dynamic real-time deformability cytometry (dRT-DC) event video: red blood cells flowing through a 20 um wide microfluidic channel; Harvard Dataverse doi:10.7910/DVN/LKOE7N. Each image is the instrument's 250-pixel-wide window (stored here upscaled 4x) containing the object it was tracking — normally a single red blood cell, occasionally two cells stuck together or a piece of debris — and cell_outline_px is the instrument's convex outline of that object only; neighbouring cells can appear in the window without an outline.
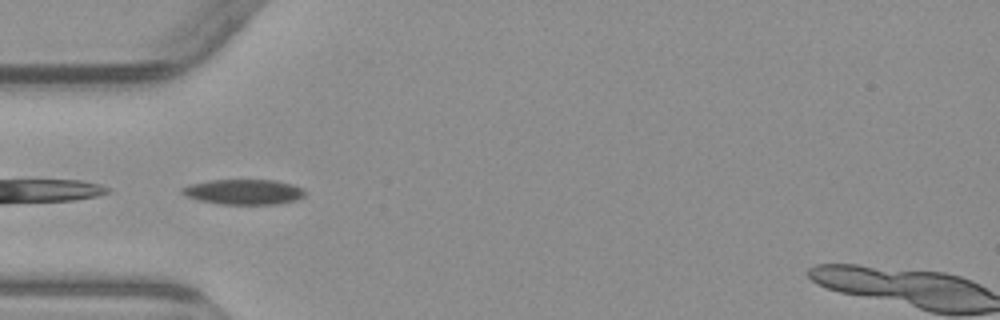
{"species": "common noctule bat (a hibernating species)", "species_latin": "Nyctalus noctula", "temperature_condition": "warm", "stored_images_in_passage": 7, "camera_frame_rate_fps": 3000, "um_per_image_px": 0.085, "animal": {"sex": "male", "body_mass_g": 23.1, "forearm_length_mm": 52.7}, "frame": {"image": 1, "passage_image": 5, "time_ms": 4.667, "image_size_px": [1000, 320], "cell_outline_px": [[308, 192], [304, 196], [296, 200], [276, 204], [220, 204], [200, 200], [184, 196], [180, 192], [180, 188], [188, 184], [208, 180], [276, 180], [292, 184], [304, 188]], "centroid_in_image_um": [20.71, 16.3], "position_along_channel_um": 64.3, "area_um2": 18.32}}
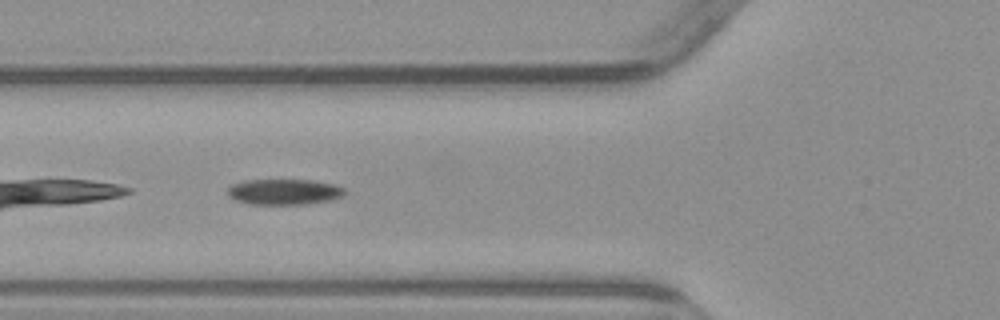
{"frame": {"image": 2, "passage_image": 6, "time_ms": 5.667, "image_size_px": [1000, 320], "cell_outline_px": [[344, 196], [332, 200], [308, 204], [248, 204], [236, 200], [228, 196], [228, 188], [232, 184], [244, 180], [312, 180], [332, 184], [344, 188]], "centroid_in_image_um": [24.15, 16.31], "position_along_channel_um": 101.7, "area_um2": 17.57}}
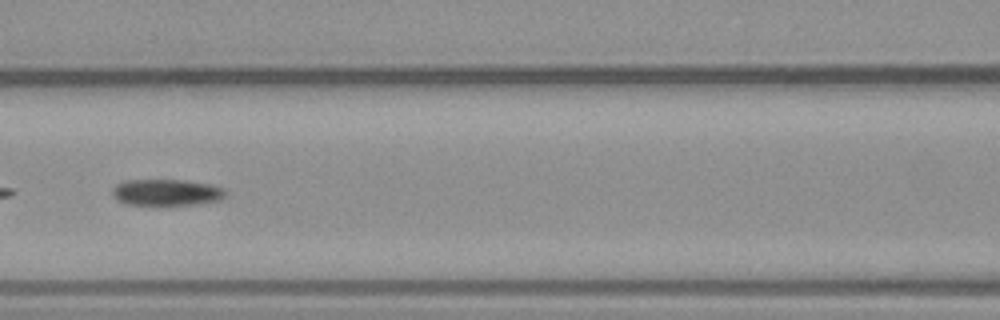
{"frame": {"image": 3, "passage_image": 7, "time_ms": 7.0, "image_size_px": [1000, 320], "cell_outline_px": [[228, 192], [220, 200], [192, 204], [128, 204], [112, 196], [112, 188], [116, 184], [124, 180], [188, 180], [208, 184], [224, 188]], "centroid_in_image_um": [14.16, 16.33], "position_along_channel_um": 152.4, "area_um2": 17.22}}